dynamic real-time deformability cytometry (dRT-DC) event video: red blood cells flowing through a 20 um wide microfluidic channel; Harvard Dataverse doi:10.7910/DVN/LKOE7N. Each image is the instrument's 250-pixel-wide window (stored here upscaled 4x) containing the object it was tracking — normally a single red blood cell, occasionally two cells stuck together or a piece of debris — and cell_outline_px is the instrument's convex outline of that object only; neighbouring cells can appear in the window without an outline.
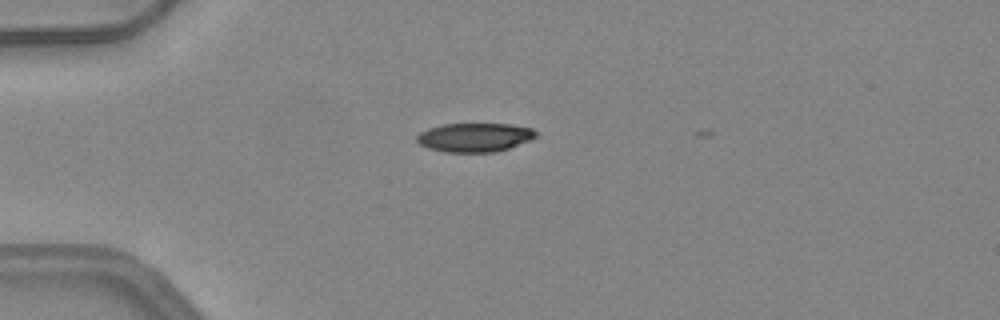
{"species": "common noctule bat (a hibernating species)", "species_latin": "Nyctalus noctula", "temperature_condition": "warm", "stored_images_in_passage": 31, "camera_frame_rate_fps": 3000, "um_per_image_px": 0.085, "animal": {"sex": "female", "body_mass_g": 24.6, "forearm_length_mm": 56.2}, "frame": {"image": 1, "passage_image": 1, "time_ms": 0.0, "image_size_px": [1000, 320], "cell_outline_px": [[536, 136], [532, 140], [496, 152], [444, 152], [428, 148], [420, 144], [416, 140], [416, 136], [420, 132], [428, 128], [444, 124], [508, 124], [532, 128], [536, 132]], "centroid_in_image_um": [40.34, 11.68], "position_along_channel_um": 44.7, "area_um2": 20.06}}
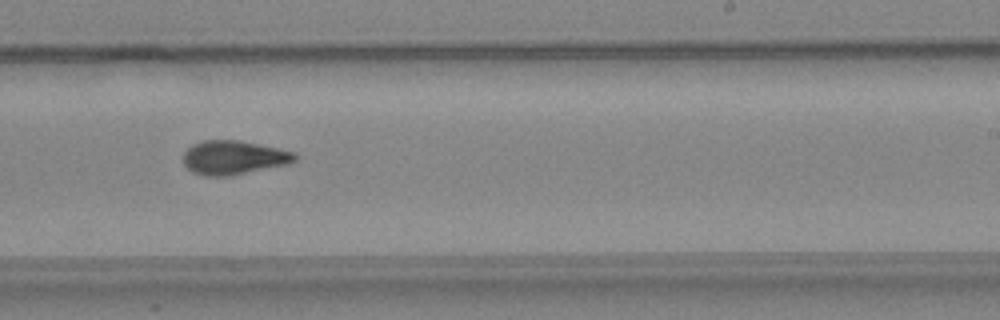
{"frame": {"image": 2, "passage_image": 19, "time_ms": 6.0, "image_size_px": [1000, 320], "cell_outline_px": [[296, 160], [288, 164], [232, 176], [204, 176], [192, 172], [184, 164], [184, 152], [192, 144], [204, 140], [240, 140], [296, 152]], "centroid_in_image_um": [19.86, 13.4], "position_along_channel_um": 269.1, "area_um2": 22.2}}
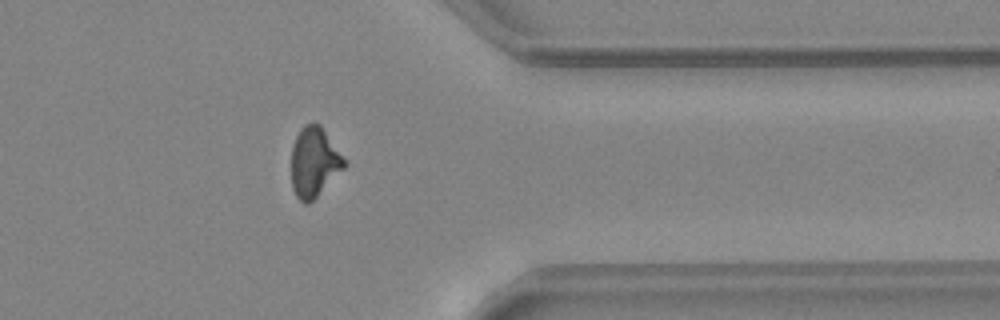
{"frame": {"image": 3, "passage_image": 28, "time_ms": 9.0, "image_size_px": [1000, 320], "cell_outline_px": [[348, 164], [308, 204], [304, 204], [296, 196], [292, 188], [292, 144], [300, 128], [304, 124], [320, 124]], "centroid_in_image_um": [26.69, 13.77], "position_along_channel_um": 384.7, "area_um2": 21.21}}